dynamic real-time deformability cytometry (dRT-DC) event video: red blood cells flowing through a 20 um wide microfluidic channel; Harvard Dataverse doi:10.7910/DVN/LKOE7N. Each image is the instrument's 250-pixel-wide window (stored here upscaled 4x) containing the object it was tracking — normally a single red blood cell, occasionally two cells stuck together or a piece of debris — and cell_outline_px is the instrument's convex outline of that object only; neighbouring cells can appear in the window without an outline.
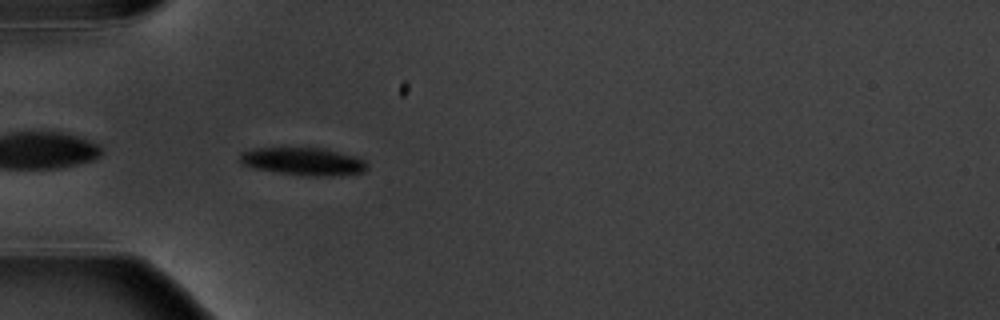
{"species": "common noctule bat (a hibernating species)", "species_latin": "Nyctalus noctula", "temperature_condition": "warm", "stored_images_in_passage": 5, "camera_frame_rate_fps": 3000, "um_per_image_px": 0.085, "animal": {"sex": "male", "body_mass_g": 20.1, "forearm_length_mm": 53.5}, "frame": {"image": 1, "passage_image": 5, "time_ms": 5.0, "image_size_px": [1000, 320], "cell_outline_px": [[368, 168], [364, 172], [332, 176], [304, 176], [252, 168], [244, 164], [240, 160], [240, 152], [252, 148], [324, 148], [352, 156], [364, 160], [368, 164]], "centroid_in_image_um": [25.77, 13.73], "position_along_channel_um": 59.2, "area_um2": 20.52}}